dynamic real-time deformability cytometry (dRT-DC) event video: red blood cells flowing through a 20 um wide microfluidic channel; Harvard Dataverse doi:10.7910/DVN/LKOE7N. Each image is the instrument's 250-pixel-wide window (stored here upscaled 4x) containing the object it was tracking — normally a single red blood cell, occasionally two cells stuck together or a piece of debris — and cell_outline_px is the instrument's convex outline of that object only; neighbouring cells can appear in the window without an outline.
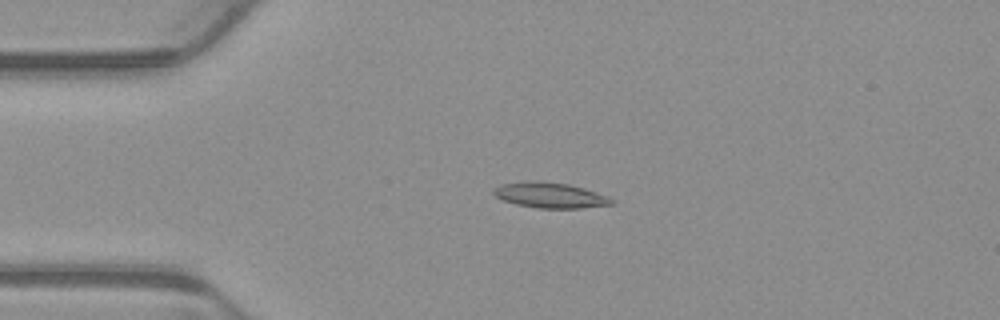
{"species": "common noctule bat (a hibernating species)", "species_latin": "Nyctalus noctula", "temperature_condition": "warm", "stored_images_in_passage": 3, "camera_frame_rate_fps": 3000, "um_per_image_px": 0.085, "animal": {"sex": "male", "body_mass_g": 23.1, "forearm_length_mm": 52.7}, "frame": {"image": 1, "passage_image": 3, "time_ms": 0.667, "image_size_px": [1000, 320], "cell_outline_px": [[616, 204], [580, 208], [540, 208], [516, 204], [504, 200], [496, 196], [492, 192], [492, 188], [500, 184], [528, 180], [540, 180], [568, 184], [584, 188], [608, 196], [616, 200]], "centroid_in_image_um": [46.77, 16.58], "position_along_channel_um": 38.2, "area_um2": 17.74}}